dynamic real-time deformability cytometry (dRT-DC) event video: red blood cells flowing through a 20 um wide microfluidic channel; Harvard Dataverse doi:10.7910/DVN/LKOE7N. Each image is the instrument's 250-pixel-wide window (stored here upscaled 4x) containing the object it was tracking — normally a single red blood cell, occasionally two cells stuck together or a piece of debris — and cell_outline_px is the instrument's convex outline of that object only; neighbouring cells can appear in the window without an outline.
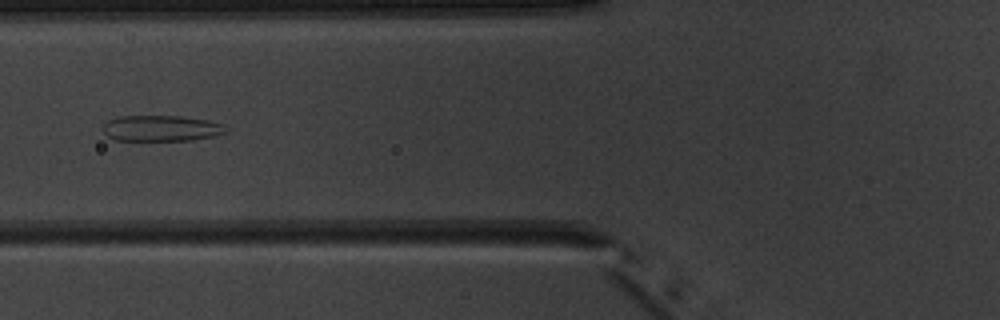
{"species": "common noctule bat (a hibernating species)", "species_latin": "Nyctalus noctula", "temperature_condition": "warm", "stored_images_in_passage": 9, "camera_frame_rate_fps": 3000, "um_per_image_px": 0.085, "animal": {"sex": "male", "body_mass_g": 20.1, "forearm_length_mm": 53.5}, "frame": {"image": 1, "passage_image": 7, "time_ms": 7.0, "image_size_px": [1000, 320], "cell_outline_px": [[228, 132], [216, 136], [192, 140], [116, 140], [108, 136], [100, 128], [108, 120], [120, 116], [180, 116], [208, 120], [224, 124]], "centroid_in_image_um": [13.73, 10.9], "position_along_channel_um": 112.1, "area_um2": 18.67}}
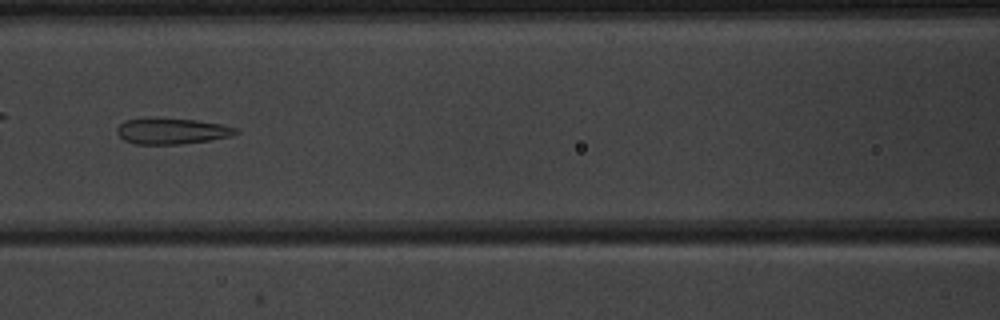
{"frame": {"image": 2, "passage_image": 8, "time_ms": 8.0, "image_size_px": [1000, 320], "cell_outline_px": [[240, 132], [232, 136], [208, 140], [180, 144], [136, 144], [124, 140], [116, 132], [116, 128], [124, 120], [196, 120], [220, 124], [236, 128]], "centroid_in_image_um": [14.63, 11.18], "position_along_channel_um": 152.0, "area_um2": 17.28}}
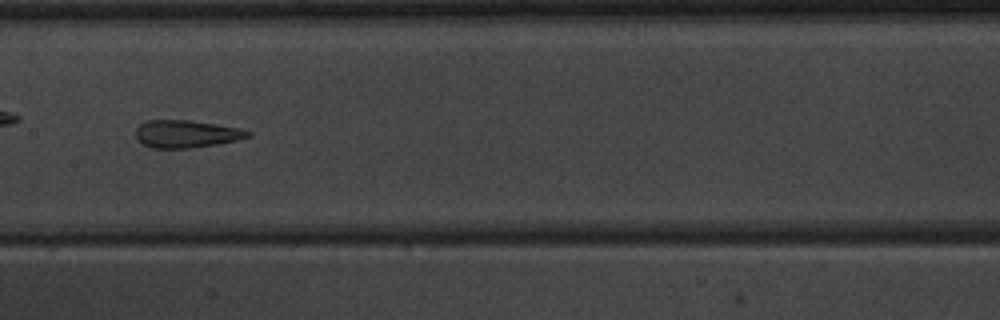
{"frame": {"image": 3, "passage_image": 9, "time_ms": 9.0, "image_size_px": [1000, 320], "cell_outline_px": [[252, 136], [236, 140], [216, 144], [192, 148], [152, 148], [136, 140], [136, 128], [144, 120], [192, 120], [240, 128], [252, 132]], "centroid_in_image_um": [15.83, 11.37], "position_along_channel_um": 191.6, "area_um2": 18.15}}